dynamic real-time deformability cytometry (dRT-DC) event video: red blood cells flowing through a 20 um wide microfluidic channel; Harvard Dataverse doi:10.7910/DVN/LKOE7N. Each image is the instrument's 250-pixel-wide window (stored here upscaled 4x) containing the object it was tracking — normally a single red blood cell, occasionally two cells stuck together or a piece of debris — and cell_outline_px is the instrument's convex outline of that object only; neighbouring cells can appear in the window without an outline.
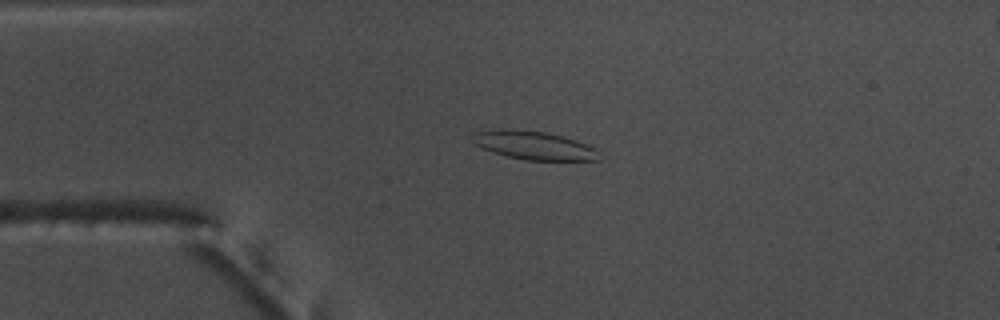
{"species": "common noctule bat (a hibernating species)", "species_latin": "Nyctalus noctula", "temperature_condition": "warm", "stored_images_in_passage": 52, "camera_frame_rate_fps": 3000, "um_per_image_px": 0.085, "animal": {"sex": "male", "body_mass_g": 17.5, "forearm_length_mm": 52.3}, "frame": {"image": 1, "passage_image": 10, "time_ms": 3.0, "image_size_px": [1000, 320], "cell_outline_px": [[600, 160], [528, 160], [508, 156], [492, 152], [472, 144], [476, 132], [544, 132], [564, 136], [576, 140], [592, 148]], "centroid_in_image_um": [45.43, 12.41], "position_along_channel_um": 39.6, "area_um2": 19.54}}
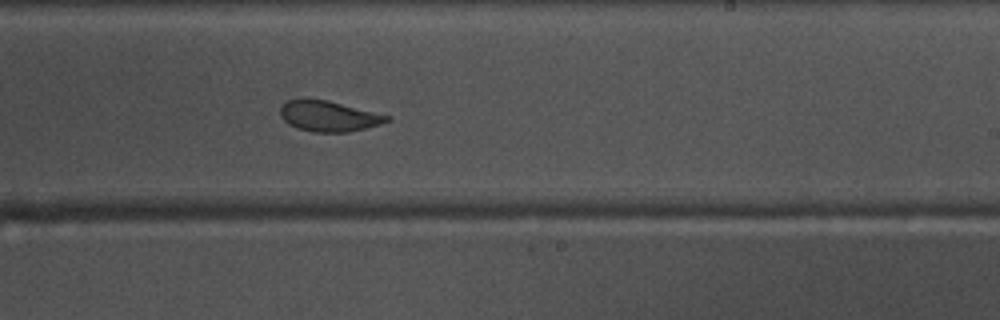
{"frame": {"image": 2, "passage_image": 30, "time_ms": 9.667, "image_size_px": [1000, 320], "cell_outline_px": [[392, 120], [380, 124], [348, 132], [312, 132], [296, 128], [288, 124], [280, 116], [280, 108], [288, 100], [328, 100], [388, 116]], "centroid_in_image_um": [27.91, 9.89], "position_along_channel_um": 261.1, "area_um2": 18.61}}
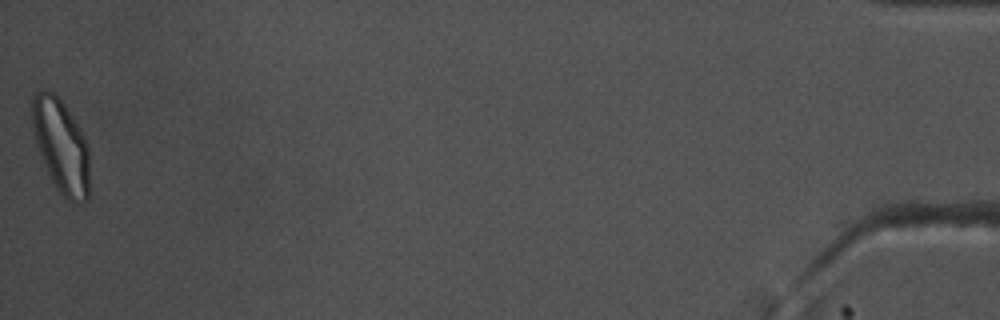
{"frame": {"image": 3, "passage_image": 52, "time_ms": 17.0, "image_size_px": [1000, 320], "cell_outline_px": [[88, 200], [84, 204], [76, 204], [68, 200], [56, 188], [48, 172], [32, 132], [32, 96], [40, 88], [44, 88], [52, 92], [64, 104], [80, 128], [88, 144]], "centroid_in_image_um": [5.19, 12.4], "position_along_channel_um": 430.0, "area_um2": 31.27}, "authors_computed_cell_mechanics": {"area_um2": 21.3571, "velocity_mm_per_s": 3.7077, "shape_relaxation_time_tau1_ms": 6.1508, "shape_relaxation_time_tau2_ms": 1.6261, "deformation_change_tau1": 0.1903, "deformation_change_tau2": 0.0773}}